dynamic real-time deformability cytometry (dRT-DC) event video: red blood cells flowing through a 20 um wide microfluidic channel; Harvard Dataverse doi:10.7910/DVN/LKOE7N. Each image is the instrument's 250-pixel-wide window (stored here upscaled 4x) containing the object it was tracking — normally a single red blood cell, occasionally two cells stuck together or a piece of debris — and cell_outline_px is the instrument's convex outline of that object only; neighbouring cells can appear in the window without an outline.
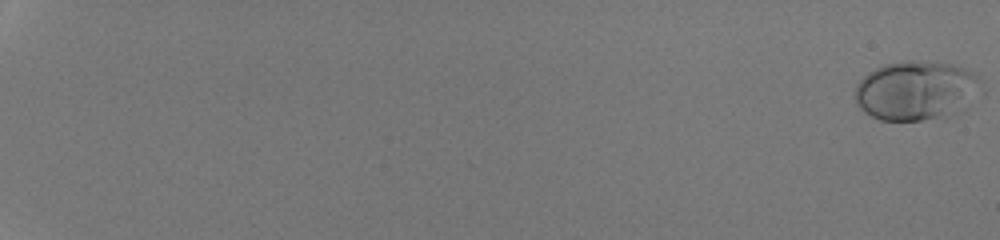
{"species": "human", "species_latin": "Homo sapiens", "temperature_condition": "room temperature", "stored_images_in_passage": 54, "camera_frame_rate_fps": 3000, "um_per_image_px": 0.085, "donor": {"sex": "male"}, "frame": {"image": 1, "passage_image": 1, "time_ms": 0.0, "image_size_px": [1000, 240], "cell_outline_px": [[976, 76], [964, 108], [960, 112], [920, 120], [880, 120], [864, 112], [856, 104], [856, 84], [868, 72], [884, 64], [908, 60], [912, 60], [952, 64], [964, 68], [972, 72]], "centroid_in_image_um": [77.7, 7.68], "position_along_channel_um": 7.3, "area_um2": 42.08}}
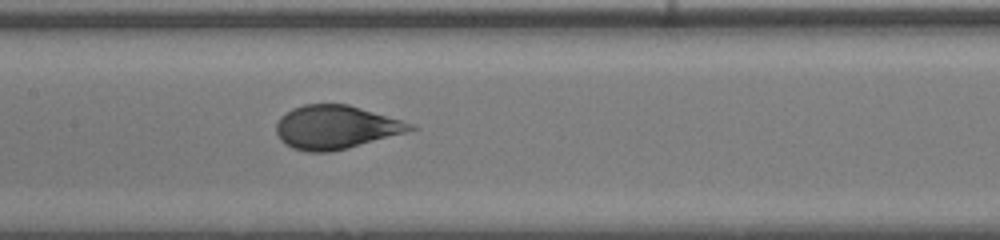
{"frame": {"image": 2, "passage_image": 32, "time_ms": 10.333, "image_size_px": [1000, 240], "cell_outline_px": [[420, 128], [344, 148], [328, 152], [308, 152], [292, 148], [284, 144], [280, 140], [276, 132], [276, 124], [280, 116], [292, 108], [304, 104], [348, 104], [416, 124]], "centroid_in_image_um": [28.51, 10.8], "position_along_channel_um": 178.9, "area_um2": 33.81}}
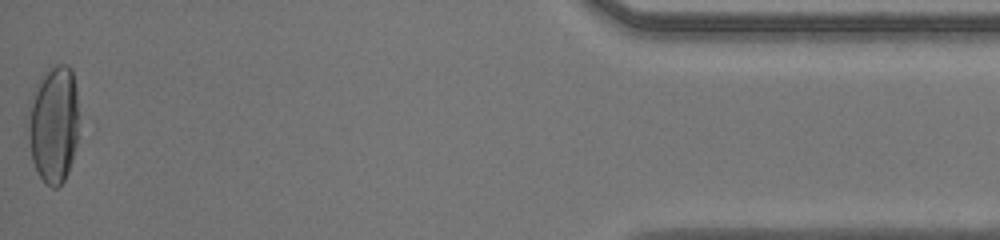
{"frame": {"image": 3, "passage_image": 54, "time_ms": 17.667, "image_size_px": [1000, 240], "cell_outline_px": [[76, 144], [72, 160], [68, 172], [64, 180], [56, 188], [52, 188], [44, 184], [32, 160], [24, 124], [28, 104], [32, 92], [40, 76], [44, 72], [56, 64], [68, 64], [72, 68], [76, 88]], "centroid_in_image_um": [4.48, 10.54], "position_along_channel_um": 430.7, "area_um2": 35.49}, "authors_computed_cell_mechanics": {"area_um2": 34.9979, "velocity_mm_per_s": 4.2784, "shape_relaxation_time_tau1_ms": 4.1173, "shape_relaxation_time_tau2_ms": null, "deformation_change_tau1": 0.1936, "deformation_change_tau2": null}}